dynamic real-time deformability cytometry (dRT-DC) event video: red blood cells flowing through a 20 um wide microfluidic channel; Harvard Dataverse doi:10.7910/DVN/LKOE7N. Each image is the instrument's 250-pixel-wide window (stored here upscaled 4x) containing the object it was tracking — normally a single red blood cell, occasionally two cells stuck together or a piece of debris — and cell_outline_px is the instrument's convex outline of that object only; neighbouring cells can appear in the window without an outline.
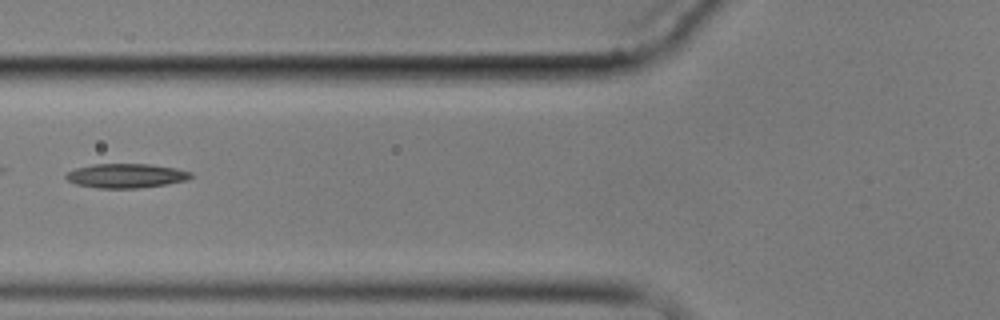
{"species": "common noctule bat (a hibernating species)", "species_latin": "Nyctalus noctula", "temperature_condition": "cold", "stored_images_in_passage": 7, "camera_frame_rate_fps": 3000, "um_per_image_px": 0.085, "animal": {"sex": "male", "body_mass_g": 17.9}, "frame": {"image": 1, "passage_image": 5, "time_ms": 4.667, "image_size_px": [1000, 320], "cell_outline_px": [[192, 176], [188, 180], [168, 184], [136, 188], [100, 188], [76, 184], [68, 180], [64, 176], [68, 172], [76, 168], [92, 164], [152, 164], [176, 168], [192, 172]], "centroid_in_image_um": [10.75, 14.93], "position_along_channel_um": 115.1, "area_um2": 17.69}}
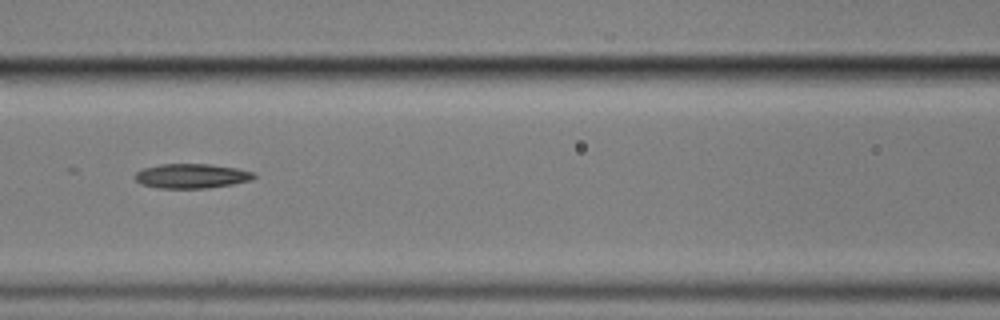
{"frame": {"image": 2, "passage_image": 6, "time_ms": 5.667, "image_size_px": [1000, 320], "cell_outline_px": [[256, 176], [252, 180], [232, 184], [204, 188], [160, 188], [140, 184], [132, 176], [136, 172], [144, 168], [160, 164], [212, 164], [236, 168], [252, 172]], "centroid_in_image_um": [16.25, 14.95], "position_along_channel_um": 150.4, "area_um2": 16.99}}
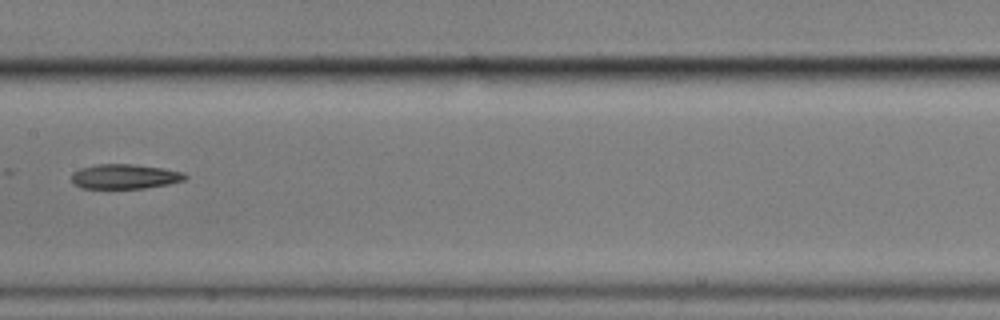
{"frame": {"image": 3, "passage_image": 7, "time_ms": 7.0, "image_size_px": [1000, 320], "cell_outline_px": [[188, 176], [184, 180], [168, 184], [144, 188], [80, 188], [72, 184], [72, 172], [80, 168], [96, 164], [132, 164], [164, 168], [184, 172]], "centroid_in_image_um": [10.59, 15.0], "position_along_channel_um": 196.8, "area_um2": 16.47}}